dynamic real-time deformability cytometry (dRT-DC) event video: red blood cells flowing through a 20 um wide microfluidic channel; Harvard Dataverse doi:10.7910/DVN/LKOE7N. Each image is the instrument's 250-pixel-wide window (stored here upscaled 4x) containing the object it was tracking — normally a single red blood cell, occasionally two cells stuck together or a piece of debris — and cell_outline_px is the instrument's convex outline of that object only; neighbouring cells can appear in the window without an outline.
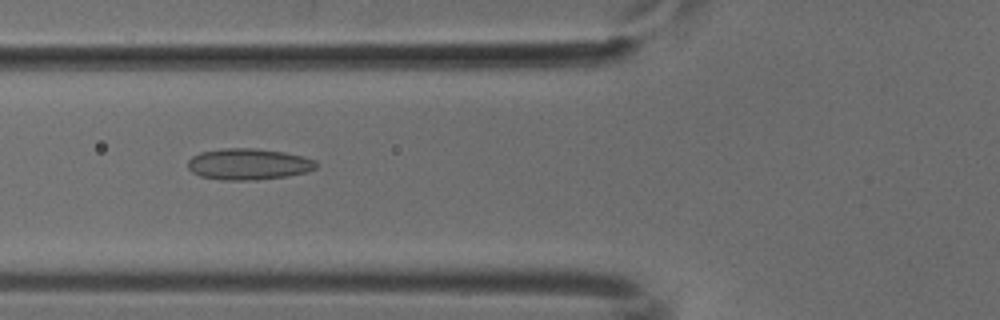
{"species": "common noctule bat (a hibernating species)", "species_latin": "Nyctalus noctula", "temperature_condition": "cold", "stored_images_in_passage": 37, "camera_frame_rate_fps": 3000, "um_per_image_px": 0.085, "animal": {"sex": "male", "body_mass_g": 18.8}, "frame": {"image": 1, "passage_image": 5, "time_ms": 1.333, "image_size_px": [1000, 320], "cell_outline_px": [[316, 168], [308, 172], [288, 176], [256, 180], [220, 180], [200, 176], [192, 172], [188, 168], [188, 160], [192, 156], [200, 152], [224, 148], [256, 148], [284, 152], [304, 156], [316, 160]], "centroid_in_image_um": [21.13, 13.95], "position_along_channel_um": 104.7, "area_um2": 23.64}}
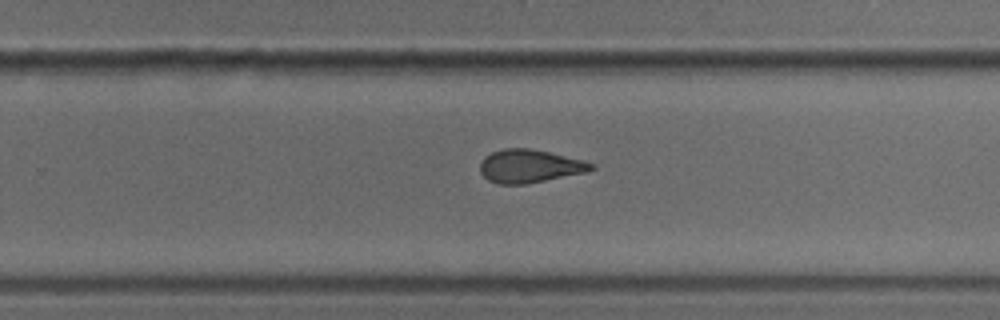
{"frame": {"image": 2, "passage_image": 19, "time_ms": 6.0, "image_size_px": [1000, 320], "cell_outline_px": [[596, 168], [588, 172], [524, 184], [500, 184], [488, 180], [480, 172], [480, 164], [484, 156], [492, 152], [504, 148], [528, 148], [548, 152], [584, 160], [592, 164]], "centroid_in_image_um": [45.01, 14.12], "position_along_channel_um": 284.8, "area_um2": 21.39}}
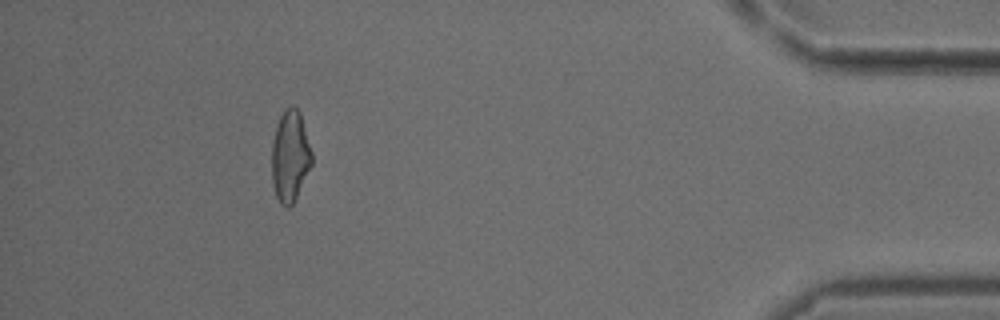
{"frame": {"image": 3, "passage_image": 33, "time_ms": 10.667, "image_size_px": [1000, 320], "cell_outline_px": [[312, 164], [292, 204], [288, 208], [280, 204], [276, 196], [272, 180], [272, 140], [276, 124], [284, 108], [292, 104], [300, 112], [312, 152]], "centroid_in_image_um": [24.65, 13.23], "position_along_channel_um": 410.6, "area_um2": 21.33}}